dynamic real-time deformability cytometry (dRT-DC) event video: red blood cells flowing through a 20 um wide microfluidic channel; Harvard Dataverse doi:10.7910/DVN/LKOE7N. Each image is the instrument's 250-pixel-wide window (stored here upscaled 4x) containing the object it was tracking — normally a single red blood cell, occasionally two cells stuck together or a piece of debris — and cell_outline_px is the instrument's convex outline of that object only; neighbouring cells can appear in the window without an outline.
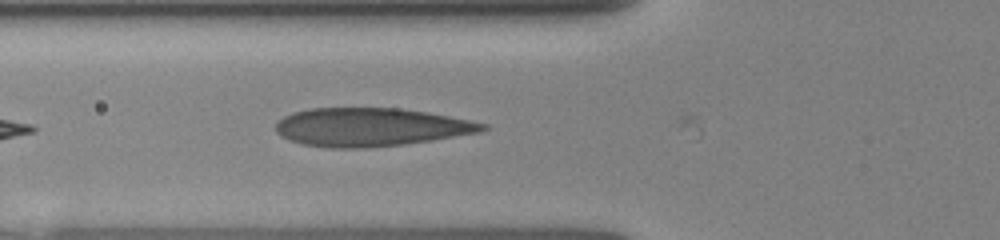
{"species": "human", "species_latin": "Homo sapiens", "temperature_condition": "room temperature", "stored_images_in_passage": 7, "camera_frame_rate_fps": 3000, "um_per_image_px": 0.085, "donor": {"sex": "female"}, "frame": {"image": 1, "passage_image": 5, "time_ms": 3.667, "image_size_px": [1000, 240], "cell_outline_px": [[488, 128], [480, 132], [432, 140], [404, 144], [364, 148], [332, 148], [304, 144], [288, 140], [280, 136], [276, 132], [276, 124], [284, 116], [292, 112], [312, 108], [400, 108], [428, 112], [488, 124]], "centroid_in_image_um": [31.49, 10.8], "position_along_channel_um": 94.3, "area_um2": 46.12}}